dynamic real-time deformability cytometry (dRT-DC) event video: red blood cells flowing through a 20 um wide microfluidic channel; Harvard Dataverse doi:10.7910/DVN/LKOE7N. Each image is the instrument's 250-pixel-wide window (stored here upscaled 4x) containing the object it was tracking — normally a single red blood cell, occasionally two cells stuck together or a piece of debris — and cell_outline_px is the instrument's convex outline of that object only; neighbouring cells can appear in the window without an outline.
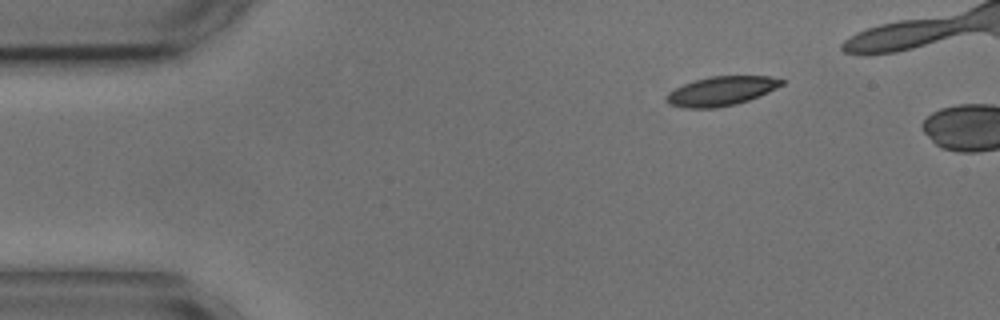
{"species": "common noctule bat (a hibernating species)", "species_latin": "Nyctalus noctula", "temperature_condition": "cold", "stored_images_in_passage": 4, "camera_frame_rate_fps": 3000, "um_per_image_px": 0.085, "animal": {"sex": "male", "body_mass_g": 17.9, "forearm_length_mm": 54.2}, "frame": {"image": 1, "passage_image": 1, "time_ms": 0.0, "image_size_px": [1000, 320], "cell_outline_px": [[784, 84], [760, 96], [736, 104], [716, 108], [688, 108], [668, 104], [668, 92], [684, 84], [696, 80], [712, 76], [768, 76], [784, 80]], "centroid_in_image_um": [61.34, 7.74], "position_along_channel_um": 23.7, "area_um2": 19.36}}